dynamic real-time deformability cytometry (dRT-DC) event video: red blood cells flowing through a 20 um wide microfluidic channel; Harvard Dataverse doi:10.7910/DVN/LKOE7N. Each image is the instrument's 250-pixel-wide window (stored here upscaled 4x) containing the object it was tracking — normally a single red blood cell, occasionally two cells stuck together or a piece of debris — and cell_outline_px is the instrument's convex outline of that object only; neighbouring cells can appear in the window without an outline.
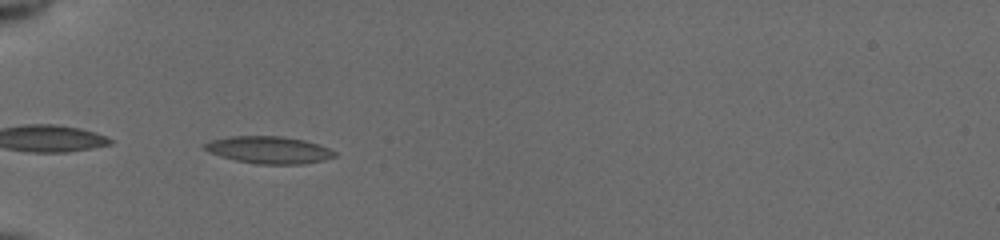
{"species": "common noctule bat (a hibernating species)", "species_latin": "Nyctalus noctula", "temperature_condition": "cold", "stored_images_in_passage": 28, "camera_frame_rate_fps": 3000, "um_per_image_px": 0.085, "animal": {"sex": "female", "body_mass_g": 19.5, "forearm_length_mm": 54.1}, "frame": {"image": 1, "passage_image": 1, "time_ms": 0.0, "image_size_px": [1000, 240], "cell_outline_px": [[336, 156], [324, 160], [304, 164], [256, 164], [236, 160], [220, 156], [208, 152], [200, 148], [200, 144], [212, 140], [232, 136], [280, 136], [304, 140], [328, 148], [336, 152]], "centroid_in_image_um": [22.8, 12.75], "position_along_channel_um": 62.2, "area_um2": 20.69}}
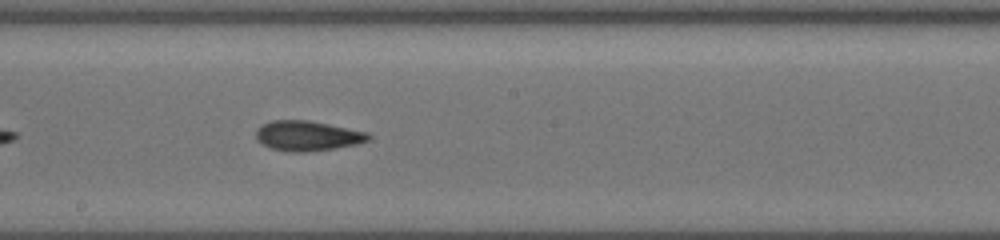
{"frame": {"image": 2, "passage_image": 10, "time_ms": 4.333, "image_size_px": [1000, 240], "cell_outline_px": [[372, 136], [368, 140], [356, 144], [336, 148], [308, 152], [288, 152], [268, 148], [260, 144], [256, 140], [256, 128], [272, 120], [308, 120], [368, 132]], "centroid_in_image_um": [26.09, 11.56], "position_along_channel_um": 222.1, "area_um2": 19.88}}
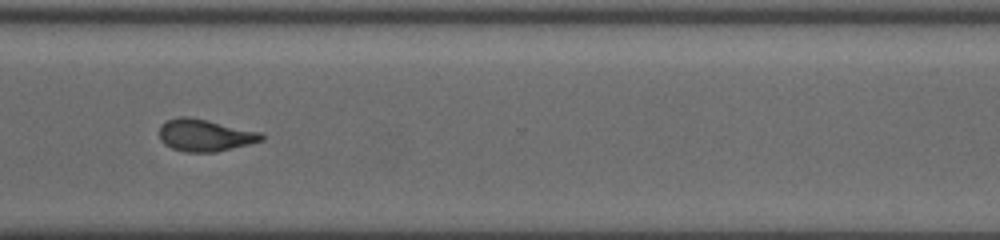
{"frame": {"image": 3, "passage_image": 19, "time_ms": 7.667, "image_size_px": [1000, 240], "cell_outline_px": [[264, 140], [216, 152], [184, 152], [172, 148], [164, 144], [160, 140], [160, 128], [168, 120], [180, 116], [188, 116], [208, 120], [260, 132], [264, 136]], "centroid_in_image_um": [17.42, 11.5], "position_along_channel_um": 353.2, "area_um2": 18.96}, "authors_computed_cell_mechanics": {"area_um2": 18.9873, "velocity_mm_per_s": 3.9408, "shape_relaxation_time_tau1_ms": 7.6898, "shape_relaxation_time_tau2_ms": 2.3387, "deformation_change_tau1": 0.1817, "deformation_change_tau2": 0.091}}